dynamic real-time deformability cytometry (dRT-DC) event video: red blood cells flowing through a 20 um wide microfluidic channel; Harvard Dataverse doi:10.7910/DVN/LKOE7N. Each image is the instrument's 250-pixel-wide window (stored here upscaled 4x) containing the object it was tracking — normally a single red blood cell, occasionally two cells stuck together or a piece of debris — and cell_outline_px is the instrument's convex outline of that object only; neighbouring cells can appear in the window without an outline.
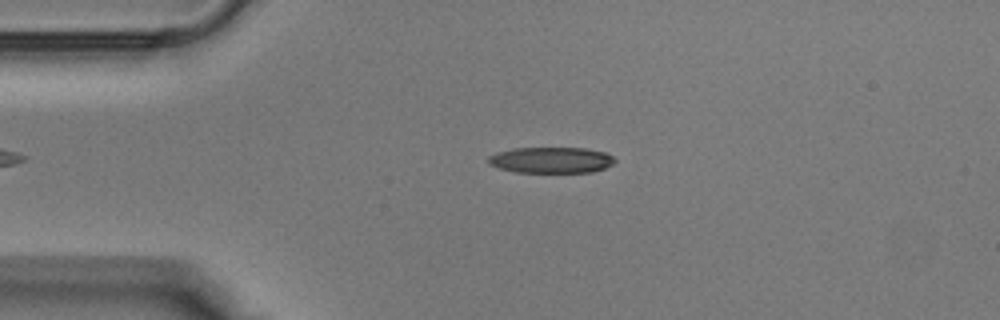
{"species": "Egyptian fruit bat (a non-hibernating species)", "species_latin": "Rousettus aegyptiacus", "temperature_condition": "warm", "stored_images_in_passage": 31, "camera_frame_rate_fps": 3000, "um_per_image_px": 0.085, "animal": {"sex": "male"}, "frame": {"image": 1, "passage_image": 5, "time_ms": 1.333, "image_size_px": [1000, 320], "cell_outline_px": [[616, 160], [612, 164], [604, 168], [592, 172], [516, 172], [500, 168], [488, 164], [488, 156], [496, 152], [512, 148], [584, 148], [608, 152]], "centroid_in_image_um": [46.85, 13.59], "position_along_channel_um": 38.2, "area_um2": 19.25}}
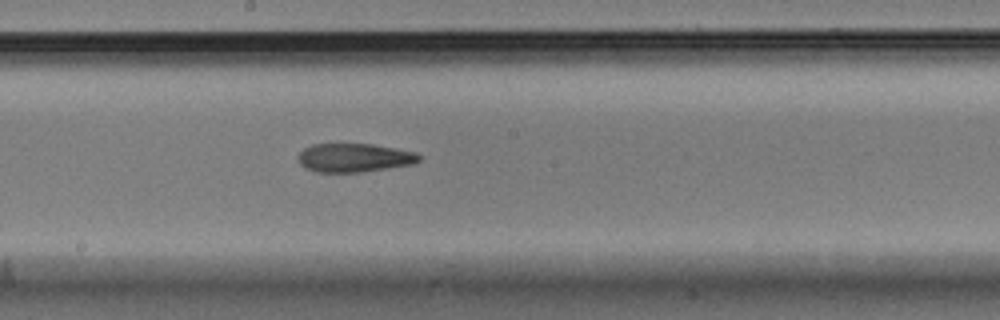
{"frame": {"image": 2, "passage_image": 17, "time_ms": 5.333, "image_size_px": [1000, 320], "cell_outline_px": [[420, 160], [416, 164], [360, 172], [316, 172], [304, 168], [300, 164], [300, 152], [304, 148], [312, 144], [372, 144], [396, 148], [416, 152], [420, 156]], "centroid_in_image_um": [30.14, 13.41], "position_along_channel_um": 218.1, "area_um2": 20.23}}
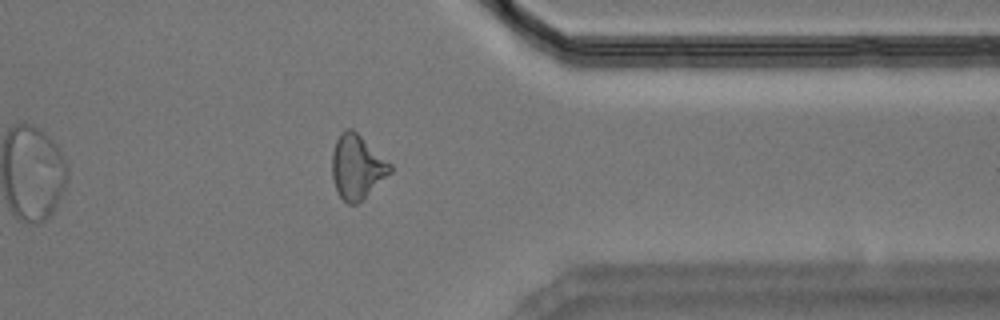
{"frame": {"image": 3, "passage_image": 27, "time_ms": 8.667, "image_size_px": [1000, 320], "cell_outline_px": [[392, 172], [356, 204], [348, 204], [340, 196], [336, 188], [332, 176], [332, 152], [336, 140], [340, 132], [348, 128], [352, 128], [392, 164]], "centroid_in_image_um": [30.34, 14.16], "position_along_channel_um": 381.1, "area_um2": 21.5}}